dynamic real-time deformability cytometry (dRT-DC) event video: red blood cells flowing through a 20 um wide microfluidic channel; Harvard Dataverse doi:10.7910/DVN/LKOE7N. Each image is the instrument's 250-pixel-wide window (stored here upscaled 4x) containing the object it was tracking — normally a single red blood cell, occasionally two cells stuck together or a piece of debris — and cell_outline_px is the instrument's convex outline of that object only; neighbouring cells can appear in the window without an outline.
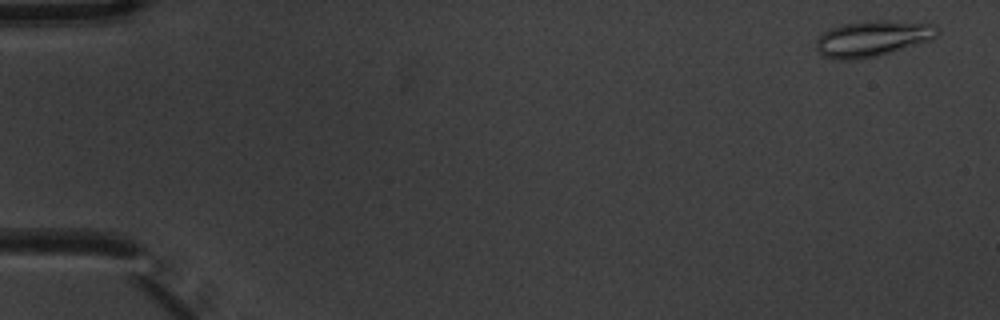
{"species": "common noctule bat (a hibernating species)", "species_latin": "Nyctalus noctula", "temperature_condition": "warm", "stored_images_in_passage": 3, "camera_frame_rate_fps": 3000, "um_per_image_px": 0.085, "animal": {"sex": "male", "body_mass_g": 20.1, "forearm_length_mm": 53.5}, "frame": {"image": 1, "passage_image": 1, "time_ms": 0.0, "image_size_px": [1000, 320], "cell_outline_px": [[940, 32], [932, 40], [892, 52], [876, 56], [856, 60], [840, 60], [824, 56], [816, 48], [816, 40], [820, 32], [828, 28], [840, 24], [868, 20], [884, 20], [936, 24]], "centroid_in_image_um": [74.15, 3.26], "position_along_channel_um": 10.8, "area_um2": 25.78}}